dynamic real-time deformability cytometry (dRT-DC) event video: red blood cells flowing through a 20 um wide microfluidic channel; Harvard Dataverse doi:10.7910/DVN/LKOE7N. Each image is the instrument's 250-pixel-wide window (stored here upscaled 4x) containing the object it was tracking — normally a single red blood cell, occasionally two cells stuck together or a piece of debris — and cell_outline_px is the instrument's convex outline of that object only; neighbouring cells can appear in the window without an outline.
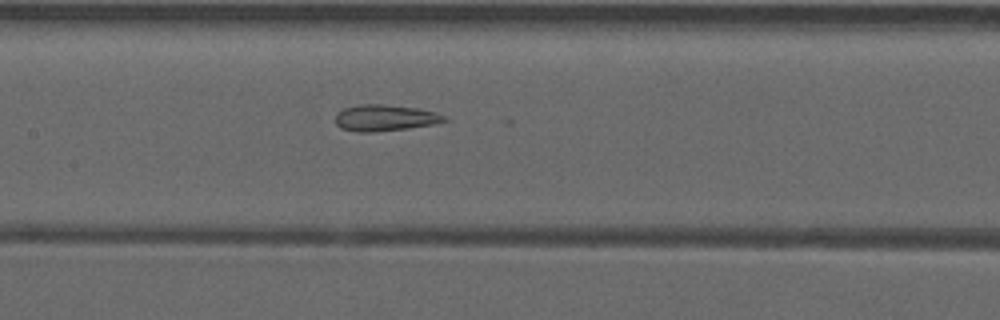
{"species": "common noctule bat (a hibernating species)", "species_latin": "Nyctalus noctula", "temperature_condition": "warm", "stored_images_in_passage": 28, "camera_frame_rate_fps": 3000, "um_per_image_px": 0.085, "animal": {"sex": "male", "forearm_length_mm": 52.5}, "frame": {"image": 1, "passage_image": 12, "time_ms": 3.667, "image_size_px": [1000, 320], "cell_outline_px": [[448, 120], [436, 124], [408, 128], [372, 132], [356, 132], [340, 128], [336, 124], [336, 112], [344, 108], [360, 104], [384, 104], [416, 108], [436, 112], [444, 116]], "centroid_in_image_um": [32.7, 10.02], "position_along_channel_um": 174.7, "area_um2": 16.76}}
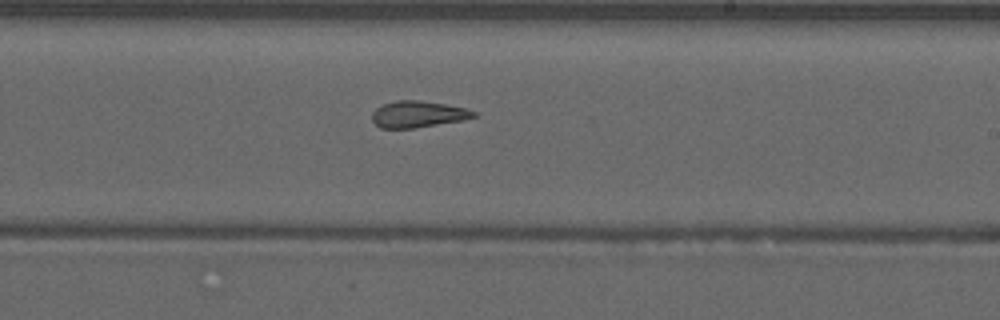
{"frame": {"image": 2, "passage_image": 18, "time_ms": 5.667, "image_size_px": [1000, 320], "cell_outline_px": [[480, 116], [464, 120], [412, 128], [380, 128], [372, 120], [372, 112], [376, 108], [384, 104], [396, 100], [420, 100], [444, 104], [464, 108], [476, 112]], "centroid_in_image_um": [35.54, 9.71], "position_along_channel_um": 253.5, "area_um2": 15.66}}
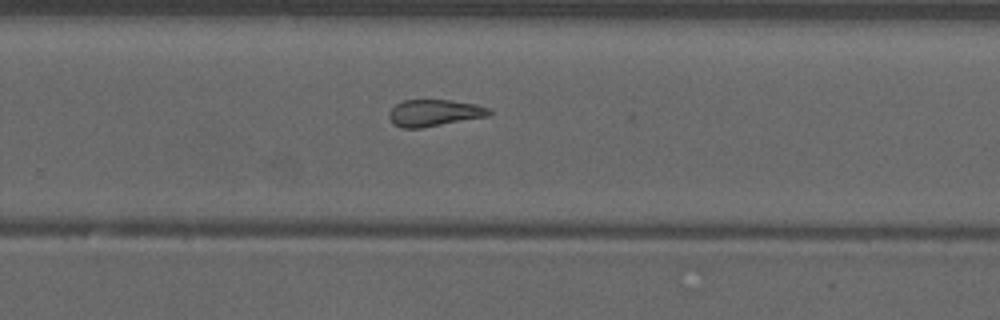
{"frame": {"image": 3, "passage_image": 21, "time_ms": 6.667, "image_size_px": [1000, 320], "cell_outline_px": [[492, 112], [488, 116], [420, 128], [400, 128], [392, 124], [388, 116], [388, 112], [396, 104], [404, 100], [452, 100], [476, 104], [488, 108]], "centroid_in_image_um": [36.87, 9.6], "position_along_channel_um": 292.9, "area_um2": 15.61}, "authors_computed_cell_mechanics": {"area_um2": 16.1551, "velocity_mm_per_s": 3.9533, "shape_relaxation_time_tau1_ms": null, "shape_relaxation_time_tau2_ms": 3.5324, "deformation_change_tau1": null, "deformation_change_tau2": 0.1128}}